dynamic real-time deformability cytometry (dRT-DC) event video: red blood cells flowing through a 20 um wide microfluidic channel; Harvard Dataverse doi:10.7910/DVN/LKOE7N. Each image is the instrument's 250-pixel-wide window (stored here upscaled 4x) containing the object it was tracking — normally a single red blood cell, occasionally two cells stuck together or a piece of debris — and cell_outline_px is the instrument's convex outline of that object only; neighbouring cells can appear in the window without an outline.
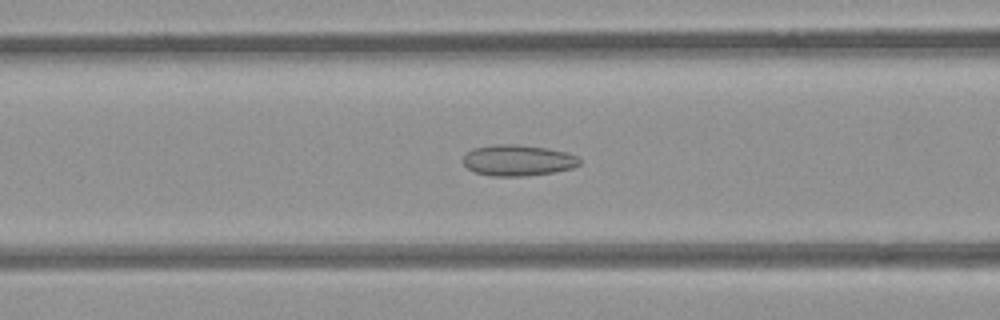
{"species": "common noctule bat (a hibernating species)", "species_latin": "Nyctalus noctula", "temperature_condition": "room temperature", "stored_images_in_passage": 54, "camera_frame_rate_fps": 3000, "um_per_image_px": 0.085, "animal": {"sex": "female", "body_mass_g": 21.9}, "frame": {"image": 1, "passage_image": 22, "time_ms": 7.0, "image_size_px": [1000, 320], "cell_outline_px": [[580, 164], [572, 168], [552, 172], [524, 176], [492, 176], [476, 172], [468, 168], [464, 164], [464, 156], [472, 148], [496, 144], [516, 144], [544, 148], [564, 152], [576, 156], [580, 160]], "centroid_in_image_um": [44.0, 13.63], "position_along_channel_um": 122.6, "area_um2": 20.75}}
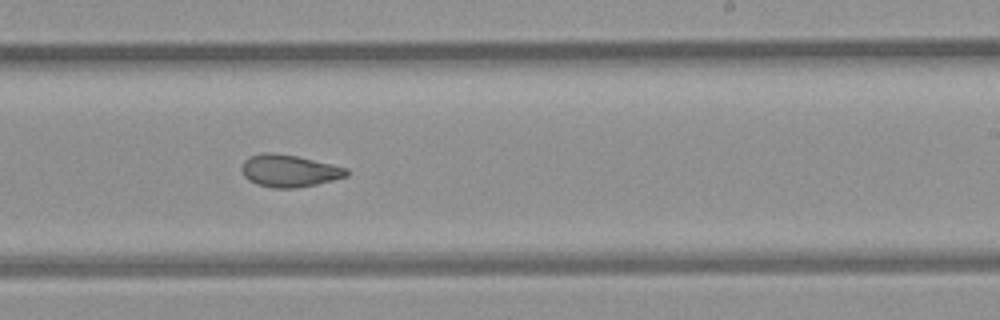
{"frame": {"image": 2, "passage_image": 33, "time_ms": 10.667, "image_size_px": [1000, 320], "cell_outline_px": [[348, 176], [316, 184], [296, 188], [272, 188], [256, 184], [248, 180], [244, 176], [240, 168], [244, 160], [248, 156], [264, 152], [268, 152], [296, 156], [348, 168]], "centroid_in_image_um": [24.54, 14.52], "position_along_channel_um": 264.5, "area_um2": 19.71}}
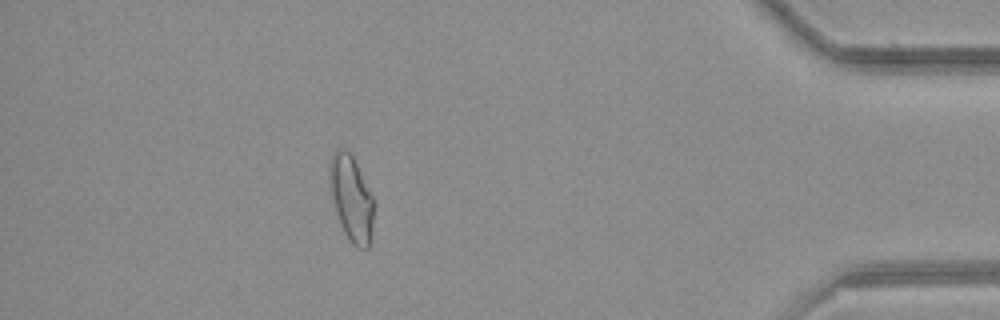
{"frame": {"image": 3, "passage_image": 48, "time_ms": 15.667, "image_size_px": [1000, 320], "cell_outline_px": [[372, 236], [368, 248], [356, 248], [348, 240], [340, 224], [336, 212], [328, 180], [328, 164], [332, 152], [336, 148], [344, 148], [352, 156], [372, 196]], "centroid_in_image_um": [29.82, 16.85], "position_along_channel_um": 405.4, "area_um2": 21.96}, "authors_computed_cell_mechanics": {"area_um2": 21.6461, "velocity_mm_per_s": 3.8701, "shape_relaxation_time_tau1_ms": null, "shape_relaxation_time_tau2_ms": 1.5632, "deformation_change_tau1": null, "deformation_change_tau2": 0.0748}}